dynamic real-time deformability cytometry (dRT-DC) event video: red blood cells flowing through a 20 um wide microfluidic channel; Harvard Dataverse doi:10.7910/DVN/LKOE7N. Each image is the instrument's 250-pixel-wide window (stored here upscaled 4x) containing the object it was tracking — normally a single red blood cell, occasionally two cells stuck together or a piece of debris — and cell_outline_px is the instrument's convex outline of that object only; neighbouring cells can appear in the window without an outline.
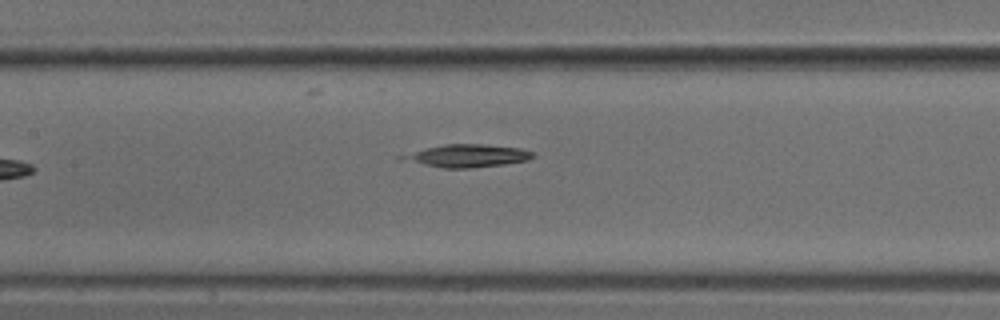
{"species": "common noctule bat (a hibernating species)", "species_latin": "Nyctalus noctula", "temperature_condition": "cold", "stored_images_in_passage": 5, "camera_frame_rate_fps": 3000, "um_per_image_px": 0.085, "animal": {"sex": "male", "body_mass_g": 18.8}, "frame": {"image": 1, "passage_image": 5, "time_ms": 1.333, "image_size_px": [1000, 320], "cell_outline_px": [[536, 156], [528, 160], [504, 164], [472, 168], [444, 168], [396, 160], [396, 156], [424, 148], [444, 144], [484, 144], [520, 148], [536, 152]], "centroid_in_image_um": [39.66, 13.24], "position_along_channel_um": 167.7, "area_um2": 17.69}}